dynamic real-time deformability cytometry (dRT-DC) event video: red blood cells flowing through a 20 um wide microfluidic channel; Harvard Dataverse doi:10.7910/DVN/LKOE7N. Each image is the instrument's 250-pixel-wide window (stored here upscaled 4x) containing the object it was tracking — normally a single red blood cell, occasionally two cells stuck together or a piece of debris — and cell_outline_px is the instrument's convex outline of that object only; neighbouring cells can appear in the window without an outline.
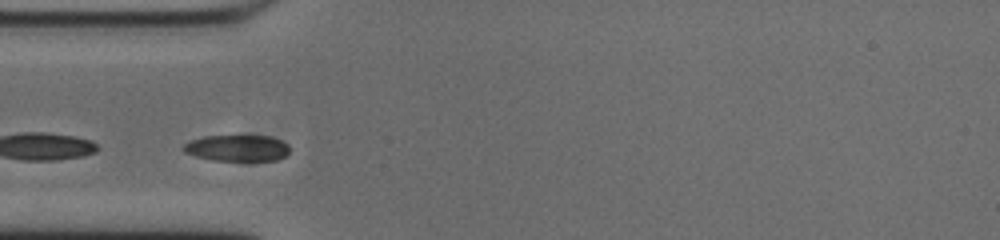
{"species": "common noctule bat (a hibernating species)", "species_latin": "Nyctalus noctula", "temperature_condition": "cold", "stored_images_in_passage": 36, "segment_of_instrument_passage": [2, 2], "camera_frame_rate_fps": 3000, "um_per_image_px": 0.085, "animal": {"sex": "male", "body_mass_g": 20.0, "forearm_length_mm": 53.3}, "frame": {"image": 1, "passage_image": 9, "time_ms": 2.667, "image_size_px": [1000, 240], "cell_outline_px": [[292, 148], [288, 156], [276, 160], [212, 160], [196, 156], [184, 152], [180, 148], [184, 144], [192, 140], [204, 136], [268, 136], [280, 140], [288, 144]], "centroid_in_image_um": [20.2, 12.59], "position_along_channel_um": 64.8, "area_um2": 16.36}}
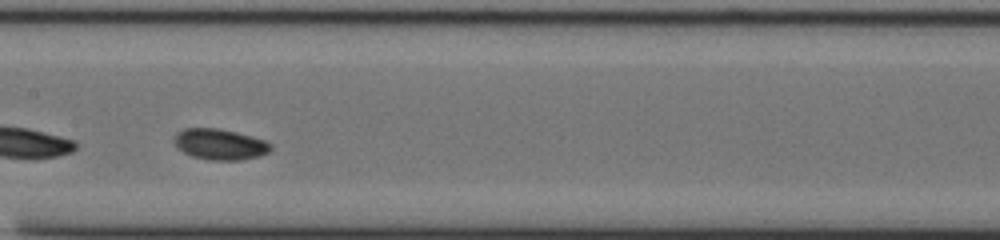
{"frame": {"image": 2, "passage_image": 19, "time_ms": 6.0, "image_size_px": [1000, 240], "cell_outline_px": [[272, 148], [268, 152], [260, 156], [240, 160], [208, 160], [192, 156], [184, 152], [172, 140], [176, 132], [184, 128], [216, 128], [236, 132], [252, 136], [264, 140], [272, 144]], "centroid_in_image_um": [18.69, 12.26], "position_along_channel_um": 188.7, "area_um2": 17.4}}
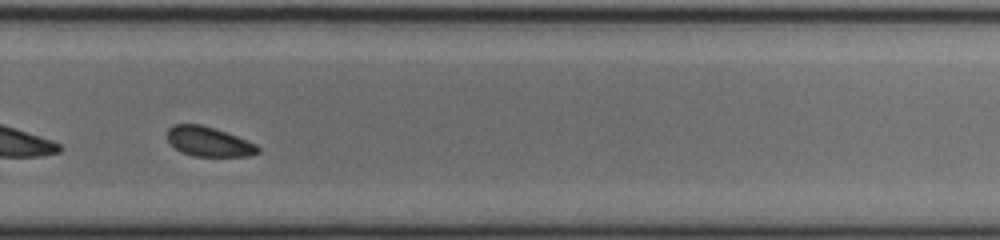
{"frame": {"image": 3, "passage_image": 29, "time_ms": 9.333, "image_size_px": [1000, 240], "cell_outline_px": [[260, 152], [248, 156], [192, 156], [180, 152], [168, 140], [168, 128], [172, 124], [200, 124], [216, 128], [256, 144], [260, 148]], "centroid_in_image_um": [17.74, 12.04], "position_along_channel_um": 312.1, "area_um2": 15.66}}